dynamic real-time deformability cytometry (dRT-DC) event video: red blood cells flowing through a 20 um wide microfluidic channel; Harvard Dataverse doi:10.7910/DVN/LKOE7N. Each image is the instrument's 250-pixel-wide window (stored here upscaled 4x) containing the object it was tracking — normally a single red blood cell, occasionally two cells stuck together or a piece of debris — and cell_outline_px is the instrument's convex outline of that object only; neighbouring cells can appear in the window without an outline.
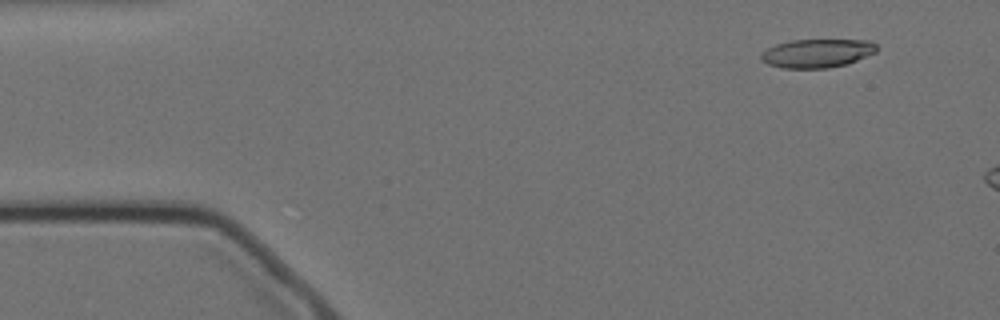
{"species": "Egyptian fruit bat (a non-hibernating species)", "species_latin": "Rousettus aegyptiacus", "temperature_condition": "cold", "stored_images_in_passage": 11, "camera_frame_rate_fps": 3000, "um_per_image_px": 0.085, "animal": {"sex": "female"}, "frame": {"image": 1, "passage_image": 5, "time_ms": 1.333, "image_size_px": [1000, 320], "cell_outline_px": [[876, 52], [848, 64], [828, 68], [784, 68], [768, 64], [760, 56], [768, 48], [776, 44], [792, 40], [872, 40], [876, 44]], "centroid_in_image_um": [69.5, 4.52], "position_along_channel_um": 15.5, "area_um2": 19.13}}